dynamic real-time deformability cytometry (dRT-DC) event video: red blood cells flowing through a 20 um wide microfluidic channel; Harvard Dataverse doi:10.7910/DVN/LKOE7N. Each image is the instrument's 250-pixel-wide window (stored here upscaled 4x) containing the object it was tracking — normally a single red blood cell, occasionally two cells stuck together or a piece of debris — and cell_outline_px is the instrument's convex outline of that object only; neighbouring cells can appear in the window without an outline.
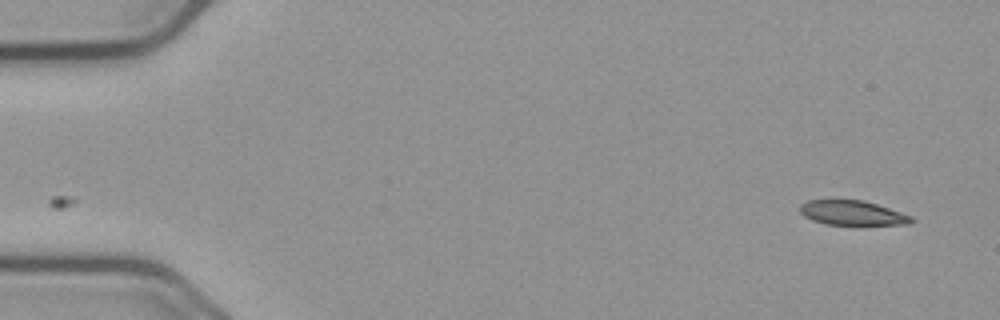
{"species": "common noctule bat (a hibernating species)", "species_latin": "Nyctalus noctula", "temperature_condition": "cold", "stored_images_in_passage": 55, "camera_frame_rate_fps": 3000, "um_per_image_px": 0.085, "animal": {"sex": "male", "body_mass_g": 23.1, "forearm_length_mm": 52.7}, "frame": {"image": 1, "passage_image": 1, "time_ms": 0.0, "image_size_px": [1000, 320], "cell_outline_px": [[916, 220], [908, 224], [824, 224], [812, 220], [804, 216], [800, 212], [800, 204], [808, 200], [832, 196], [864, 200], [912, 216]], "centroid_in_image_um": [72.35, 18.03], "position_along_channel_um": 12.6, "area_um2": 16.59}}
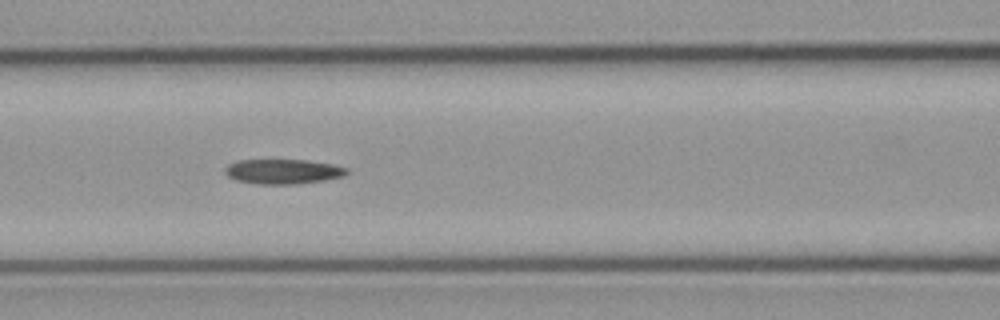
{"frame": {"image": 2, "passage_image": 22, "time_ms": 7.0, "image_size_px": [1000, 320], "cell_outline_px": [[348, 172], [344, 176], [324, 180], [296, 184], [256, 184], [236, 180], [228, 176], [224, 172], [224, 168], [228, 164], [240, 160], [308, 160], [332, 164], [348, 168]], "centroid_in_image_um": [24.05, 14.58], "position_along_channel_um": 142.6, "area_um2": 17.63}}
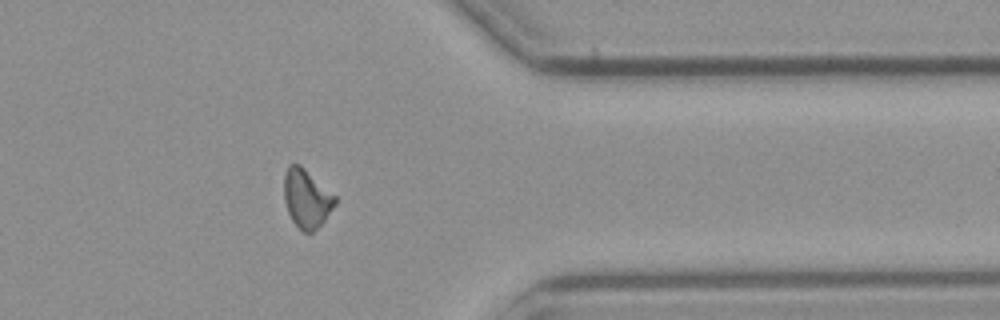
{"frame": {"image": 3, "passage_image": 43, "time_ms": 14.0, "image_size_px": [1000, 320], "cell_outline_px": [[336, 204], [324, 220], [312, 232], [304, 232], [292, 220], [288, 212], [284, 200], [284, 176], [288, 164], [300, 164], [336, 196]], "centroid_in_image_um": [26.05, 16.84], "position_along_channel_um": 385.3, "area_um2": 17.22}}